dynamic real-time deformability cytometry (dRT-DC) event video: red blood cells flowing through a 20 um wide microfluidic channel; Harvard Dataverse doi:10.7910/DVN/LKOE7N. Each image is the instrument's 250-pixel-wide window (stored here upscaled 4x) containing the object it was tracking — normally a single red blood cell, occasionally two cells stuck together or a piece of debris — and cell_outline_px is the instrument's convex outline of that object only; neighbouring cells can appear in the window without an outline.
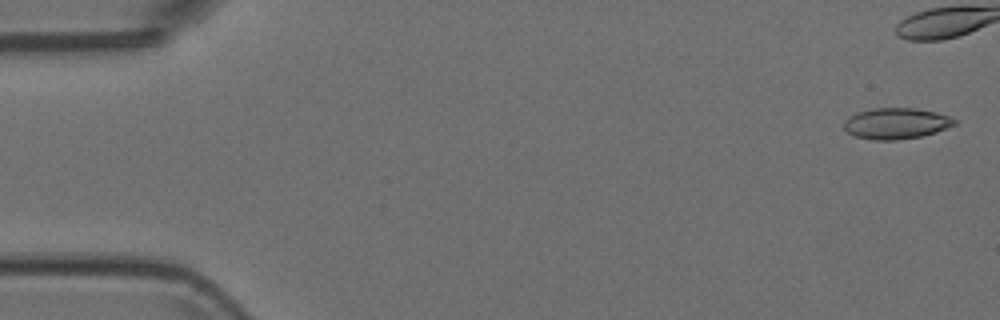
{"species": "Egyptian fruit bat (a non-hibernating species)", "species_latin": "Rousettus aegyptiacus", "temperature_condition": "room temperature", "stored_images_in_passage": 6, "camera_frame_rate_fps": 3000, "um_per_image_px": 0.085, "animal": {"sex": "female"}, "frame": {"image": 1, "passage_image": 1, "time_ms": 0.0, "image_size_px": [1000, 320], "cell_outline_px": [[960, 120], [956, 124], [936, 132], [920, 136], [896, 140], [872, 140], [856, 136], [848, 132], [844, 128], [844, 120], [848, 116], [856, 112], [872, 108], [916, 108], [936, 112]], "centroid_in_image_um": [76.17, 10.48], "position_along_channel_um": 8.8, "area_um2": 20.11}}
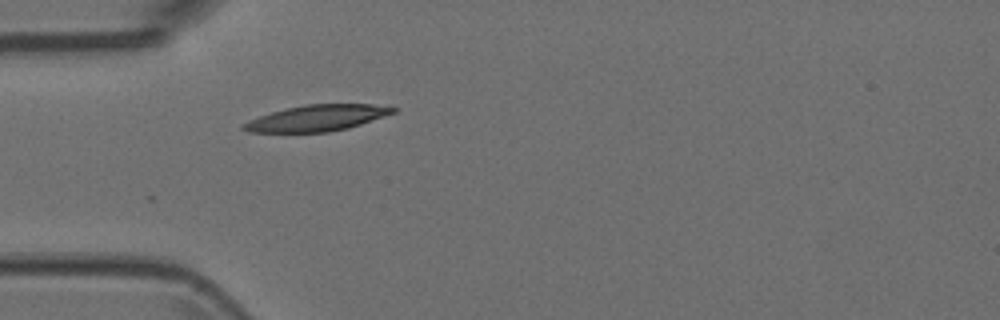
{"frame": {"image": 2, "passage_image": 6, "time_ms": 1.667, "image_size_px": [1000, 320], "cell_outline_px": [[396, 112], [348, 128], [328, 132], [248, 132], [240, 128], [244, 124], [260, 116], [272, 112], [304, 104], [372, 104], [396, 108]], "centroid_in_image_um": [26.96, 10.03], "position_along_channel_um": 58.0, "area_um2": 22.37}}